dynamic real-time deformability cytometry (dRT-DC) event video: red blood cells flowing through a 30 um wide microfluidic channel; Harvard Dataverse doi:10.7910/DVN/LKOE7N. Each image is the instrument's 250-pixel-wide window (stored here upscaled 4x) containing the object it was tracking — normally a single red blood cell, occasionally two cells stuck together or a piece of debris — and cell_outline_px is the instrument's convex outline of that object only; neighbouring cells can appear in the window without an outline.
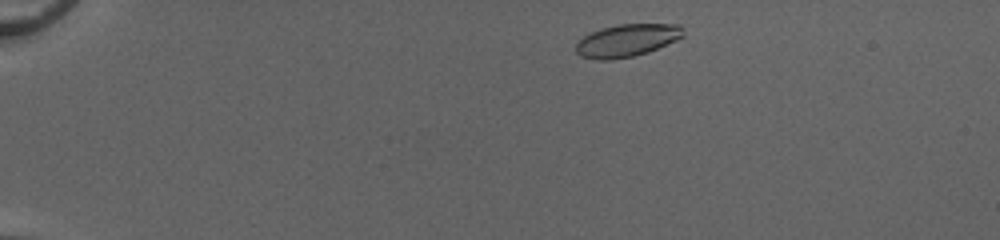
{"species": "common noctule bat (a hibernating species)", "species_latin": "Nyctalus noctula", "temperature_condition": "cold", "stored_images_in_passage": 45, "camera_frame_rate_fps": 3000, "um_per_image_px": 0.085, "animal": {"sex": "female", "body_mass_g": 20.0, "forearm_length_mm": 54.0}, "frame": {"image": 1, "passage_image": 3, "time_ms": 0.667, "image_size_px": [1000, 240], "cell_outline_px": [[684, 36], [676, 40], [648, 52], [632, 56], [612, 60], [596, 60], [580, 56], [576, 52], [576, 44], [584, 36], [600, 28], [620, 24], [680, 24], [684, 28]], "centroid_in_image_um": [53.3, 3.43], "position_along_channel_um": 31.7, "area_um2": 20.4}}
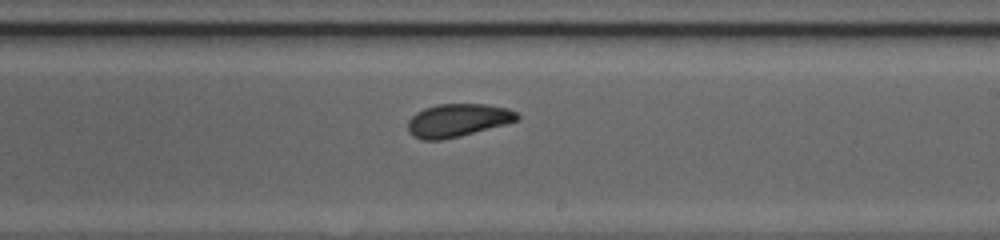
{"frame": {"image": 2, "passage_image": 26, "time_ms": 8.333, "image_size_px": [1000, 240], "cell_outline_px": [[520, 116], [516, 120], [504, 124], [460, 136], [440, 140], [424, 140], [412, 136], [408, 132], [408, 120], [416, 112], [424, 108], [436, 104], [488, 104], [508, 108], [516, 112]], "centroid_in_image_um": [38.86, 10.22], "position_along_channel_um": 250.1, "area_um2": 20.98}}
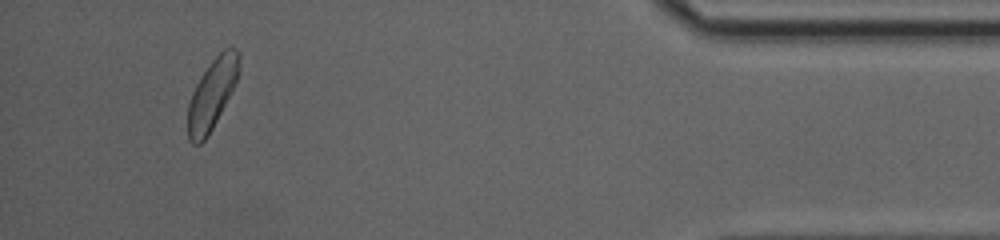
{"frame": {"image": 3, "passage_image": 42, "time_ms": 13.667, "image_size_px": [1000, 240], "cell_outline_px": [[240, 56], [236, 80], [208, 136], [200, 144], [192, 144], [188, 140], [188, 104], [192, 92], [200, 76], [212, 60], [224, 48], [236, 48], [240, 52]], "centroid_in_image_um": [17.99, 7.99], "position_along_channel_um": 417.2, "area_um2": 20.46}, "authors_computed_cell_mechanics": {"area_um2": 21.097, "velocity_mm_per_s": 4.0735, "shape_relaxation_time_tau1_ms": 3.1504, "shape_relaxation_time_tau2_ms": 5.978, "deformation_change_tau1": 0.122, "deformation_change_tau2": 0.074}}